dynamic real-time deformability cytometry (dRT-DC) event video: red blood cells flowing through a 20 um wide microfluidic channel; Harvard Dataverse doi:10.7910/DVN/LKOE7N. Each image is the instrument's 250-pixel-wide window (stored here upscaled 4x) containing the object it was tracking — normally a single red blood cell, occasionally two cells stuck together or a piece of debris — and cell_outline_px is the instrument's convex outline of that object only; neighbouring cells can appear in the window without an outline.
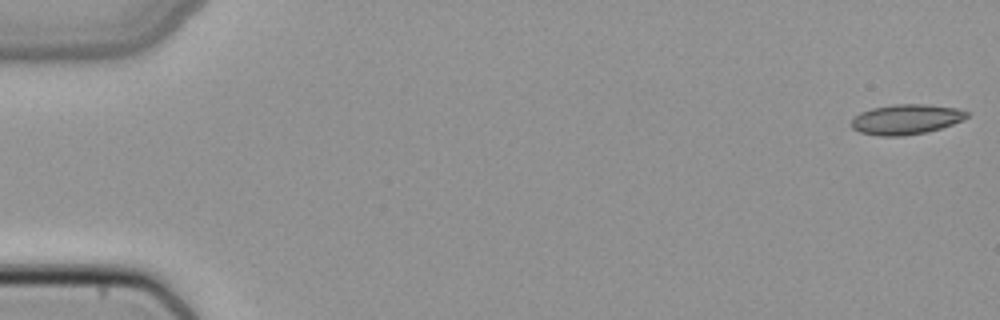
{"species": "common noctule bat (a hibernating species)", "species_latin": "Nyctalus noctula", "temperature_condition": "cold", "stored_images_in_passage": 50, "camera_frame_rate_fps": 3000, "um_per_image_px": 0.085, "animal": {"sex": "female", "body_mass_g": 22.7, "forearm_length_mm": 54.2}, "frame": {"image": 1, "passage_image": 1, "time_ms": 0.0, "image_size_px": [1000, 320], "cell_outline_px": [[968, 116], [952, 124], [928, 132], [904, 136], [880, 136], [860, 132], [852, 128], [852, 116], [860, 112], [872, 108], [896, 104], [924, 104], [956, 108], [968, 112]], "centroid_in_image_um": [76.98, 10.15], "position_along_channel_um": 8.0, "area_um2": 20.17}}
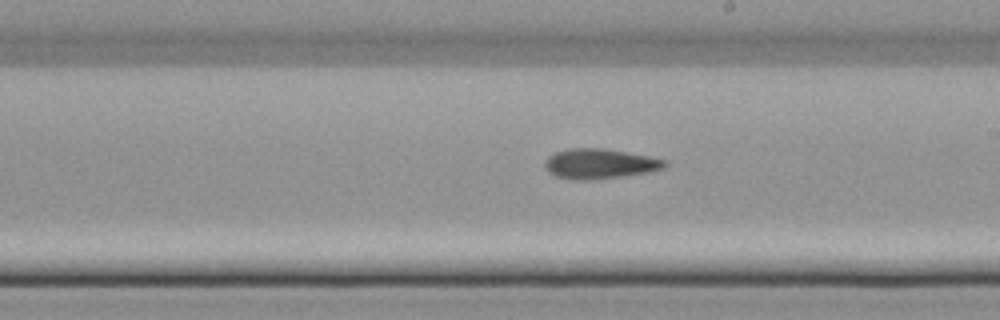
{"frame": {"image": 2, "passage_image": 29, "time_ms": 9.333, "image_size_px": [1000, 320], "cell_outline_px": [[668, 164], [664, 168], [648, 172], [592, 180], [572, 180], [556, 176], [548, 172], [544, 168], [544, 164], [548, 156], [556, 152], [568, 148], [604, 148], [648, 156], [668, 160]], "centroid_in_image_um": [50.96, 13.92], "position_along_channel_um": 238.0, "area_um2": 21.04}}
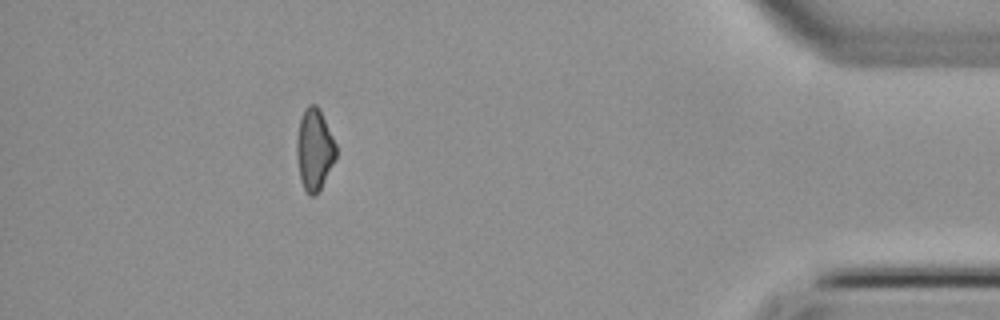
{"frame": {"image": 3, "passage_image": 45, "time_ms": 14.667, "image_size_px": [1000, 320], "cell_outline_px": [[336, 160], [320, 188], [312, 196], [308, 196], [300, 180], [296, 156], [296, 136], [300, 120], [304, 108], [308, 104], [316, 104], [320, 108], [336, 144]], "centroid_in_image_um": [26.71, 12.68], "position_along_channel_um": 408.5, "area_um2": 18.9}}